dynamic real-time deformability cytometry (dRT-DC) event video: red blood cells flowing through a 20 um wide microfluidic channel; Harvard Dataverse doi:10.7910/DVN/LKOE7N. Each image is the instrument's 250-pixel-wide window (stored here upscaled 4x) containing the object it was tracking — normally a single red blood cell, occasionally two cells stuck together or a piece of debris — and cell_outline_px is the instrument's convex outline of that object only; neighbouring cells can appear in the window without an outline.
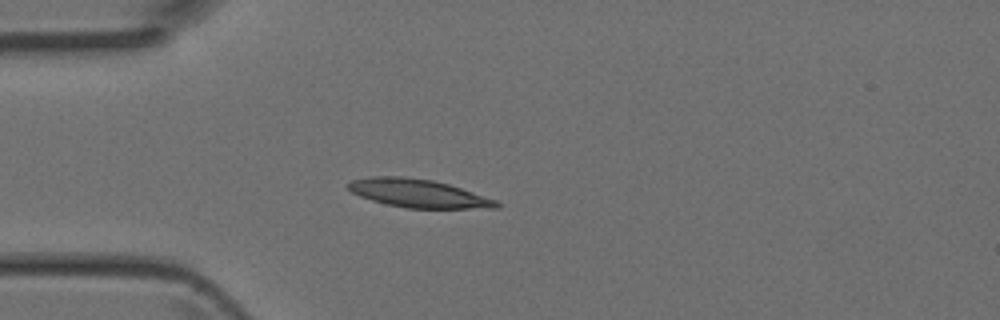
{"species": "Egyptian fruit bat (a non-hibernating species)", "species_latin": "Rousettus aegyptiacus", "temperature_condition": "room temperature", "stored_images_in_passage": 1, "camera_frame_rate_fps": 3000, "um_per_image_px": 0.085, "animal": {"sex": "female"}, "frame": {"image": 1, "passage_image": 1, "time_ms": 0.0, "image_size_px": [1000, 320], "cell_outline_px": [[500, 208], [408, 208], [384, 204], [360, 196], [352, 192], [348, 188], [348, 184], [352, 180], [372, 176], [404, 176], [432, 180], [448, 184], [496, 200], [500, 204]], "centroid_in_image_um": [35.54, 16.43], "position_along_channel_um": 49.5, "area_um2": 24.22}}